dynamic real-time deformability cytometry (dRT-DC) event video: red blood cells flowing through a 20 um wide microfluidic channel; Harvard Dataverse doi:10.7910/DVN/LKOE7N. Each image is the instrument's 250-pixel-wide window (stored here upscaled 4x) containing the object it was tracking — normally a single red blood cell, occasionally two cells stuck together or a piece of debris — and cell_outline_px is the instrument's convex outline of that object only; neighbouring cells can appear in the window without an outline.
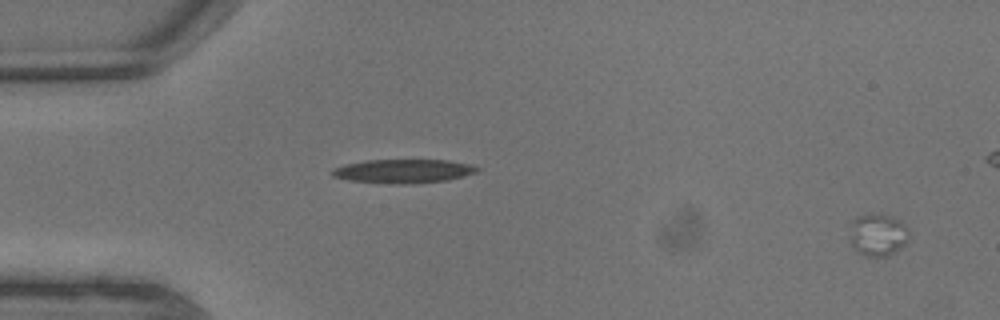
{"species": "common noctule bat (a hibernating species)", "species_latin": "Nyctalus noctula", "temperature_condition": "warm", "stored_images_in_passage": 10, "camera_frame_rate_fps": 3000, "um_per_image_px": 0.085, "animal": {"sex": "male", "body_mass_g": 13.3}, "frame": {"image": 1, "passage_image": 1, "time_ms": 0.0, "image_size_px": [1000, 320], "cell_outline_px": [[908, 240], [896, 252], [888, 256], [864, 256], [856, 252], [848, 240], [848, 224], [856, 216], [872, 212], [884, 212], [900, 220], [908, 228]], "centroid_in_image_um": [74.54, 19.91], "position_along_channel_um": 10.5, "area_um2": 15.55}}